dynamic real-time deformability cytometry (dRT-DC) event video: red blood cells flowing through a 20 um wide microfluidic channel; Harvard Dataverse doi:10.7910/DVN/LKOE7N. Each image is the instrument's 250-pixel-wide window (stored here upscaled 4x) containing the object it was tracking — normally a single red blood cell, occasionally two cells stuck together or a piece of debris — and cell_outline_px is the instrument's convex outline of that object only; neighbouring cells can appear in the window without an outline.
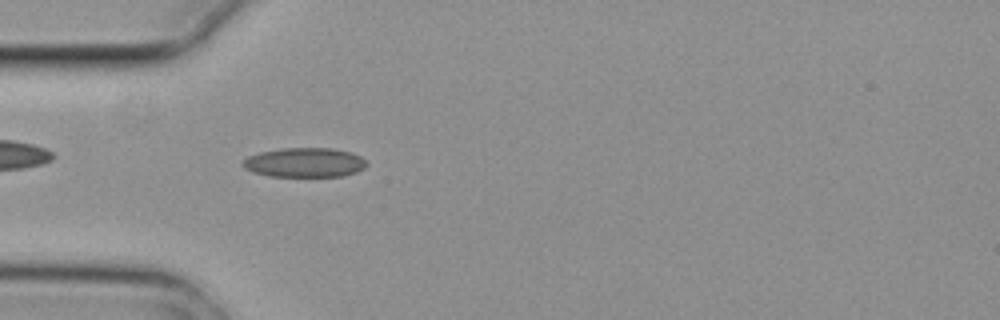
{"species": "common noctule bat (a hibernating species)", "species_latin": "Nyctalus noctula", "temperature_condition": "cold", "stored_images_in_passage": 1, "camera_frame_rate_fps": 3000, "um_per_image_px": 0.085, "animal": {"sex": "female", "body_mass_g": 29.2, "forearm_length_mm": 56.3}, "frame": {"image": 1, "passage_image": 1, "time_ms": 0.0, "image_size_px": [1000, 320], "cell_outline_px": [[368, 164], [364, 168], [356, 172], [344, 176], [268, 176], [252, 172], [244, 168], [240, 164], [248, 156], [260, 152], [280, 148], [332, 148], [352, 152], [360, 156]], "centroid_in_image_um": [25.88, 13.81], "position_along_channel_um": 59.1, "area_um2": 21.39}}